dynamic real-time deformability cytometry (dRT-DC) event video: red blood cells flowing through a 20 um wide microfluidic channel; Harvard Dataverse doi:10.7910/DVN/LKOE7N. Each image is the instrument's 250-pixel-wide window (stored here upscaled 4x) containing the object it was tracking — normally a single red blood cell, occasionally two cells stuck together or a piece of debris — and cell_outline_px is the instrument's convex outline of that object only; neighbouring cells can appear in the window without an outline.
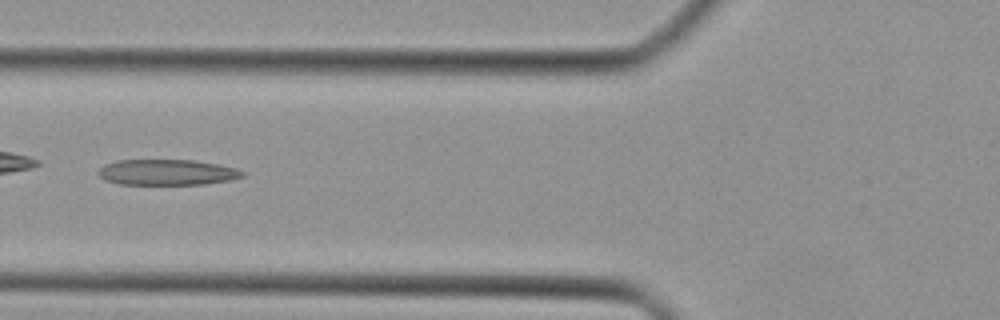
{"species": "Egyptian fruit bat (a non-hibernating species)", "species_latin": "Rousettus aegyptiacus", "temperature_condition": "cold", "stored_images_in_passage": 38, "camera_frame_rate_fps": 3000, "um_per_image_px": 0.085, "animal": {"sex": "female"}, "frame": {"image": 1, "passage_image": 12, "time_ms": 3.667, "image_size_px": [1000, 320], "cell_outline_px": [[248, 172], [244, 176], [228, 180], [204, 184], [120, 184], [104, 180], [96, 172], [104, 164], [116, 160], [192, 160], [216, 164], [236, 168]], "centroid_in_image_um": [14.18, 14.64], "position_along_channel_um": 111.6, "area_um2": 21.62}}
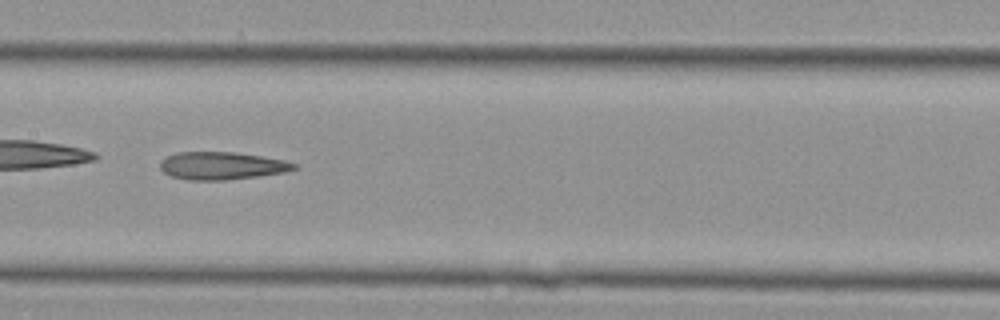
{"frame": {"image": 2, "passage_image": 17, "time_ms": 5.333, "image_size_px": [1000, 320], "cell_outline_px": [[300, 168], [284, 172], [256, 176], [224, 180], [188, 180], [172, 176], [164, 172], [160, 168], [160, 160], [176, 152], [236, 152], [284, 160], [296, 164]], "centroid_in_image_um": [18.84, 14.08], "position_along_channel_um": 188.6, "area_um2": 21.5}}